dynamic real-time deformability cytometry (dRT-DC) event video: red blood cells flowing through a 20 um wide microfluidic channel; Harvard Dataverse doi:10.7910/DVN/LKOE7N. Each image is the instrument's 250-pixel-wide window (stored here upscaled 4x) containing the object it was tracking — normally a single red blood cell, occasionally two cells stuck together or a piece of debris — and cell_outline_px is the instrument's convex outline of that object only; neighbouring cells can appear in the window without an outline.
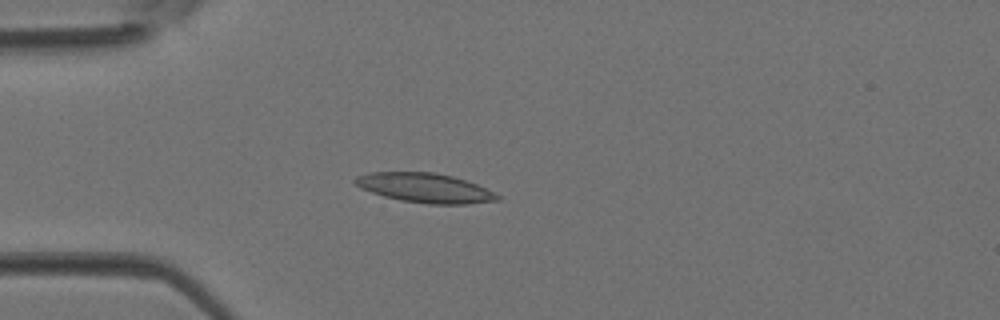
{"species": "Egyptian fruit bat (a non-hibernating species)", "species_latin": "Rousettus aegyptiacus", "temperature_condition": "room temperature", "stored_images_in_passage": 2, "camera_frame_rate_fps": 3000, "um_per_image_px": 0.085, "animal": {"sex": "female"}, "frame": {"image": 1, "passage_image": 2, "time_ms": 0.333, "image_size_px": [1000, 320], "cell_outline_px": [[500, 200], [468, 204], [432, 204], [400, 200], [384, 196], [360, 188], [352, 180], [356, 176], [368, 172], [432, 172], [452, 176], [476, 184], [500, 196]], "centroid_in_image_um": [36.08, 15.97], "position_along_channel_um": 48.9, "area_um2": 24.22}}